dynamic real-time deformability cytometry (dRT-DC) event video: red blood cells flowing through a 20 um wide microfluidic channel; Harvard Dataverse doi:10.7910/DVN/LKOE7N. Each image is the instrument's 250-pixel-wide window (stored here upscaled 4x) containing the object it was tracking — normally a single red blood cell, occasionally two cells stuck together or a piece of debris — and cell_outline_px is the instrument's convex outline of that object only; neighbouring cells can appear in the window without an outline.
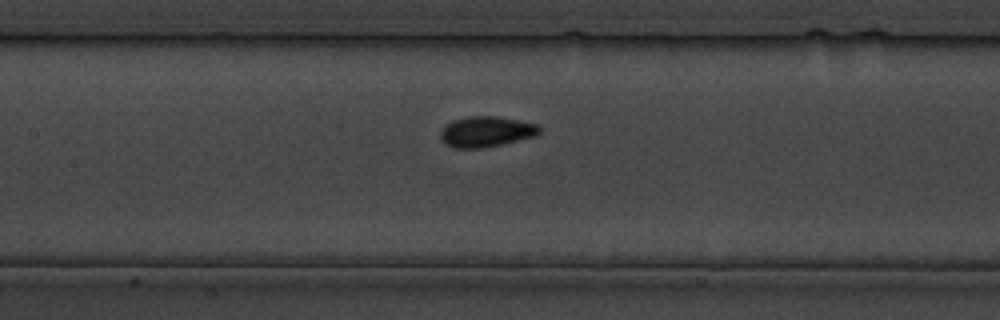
{"species": "common noctule bat (a hibernating species)", "species_latin": "Nyctalus noctula", "temperature_condition": "cold", "stored_images_in_passage": 12, "camera_frame_rate_fps": 3000, "um_per_image_px": 0.085, "animal": {"sex": "male", "body_mass_g": 19.5, "forearm_length_mm": 54.6}, "frame": {"image": 1, "passage_image": 7, "time_ms": 7.667, "image_size_px": [1000, 320], "cell_outline_px": [[540, 132], [536, 136], [500, 144], [480, 148], [456, 148], [444, 144], [440, 140], [440, 132], [452, 120], [468, 116], [496, 116], [536, 124], [540, 128]], "centroid_in_image_um": [41.29, 11.19], "position_along_channel_um": 166.1, "area_um2": 17.46}}
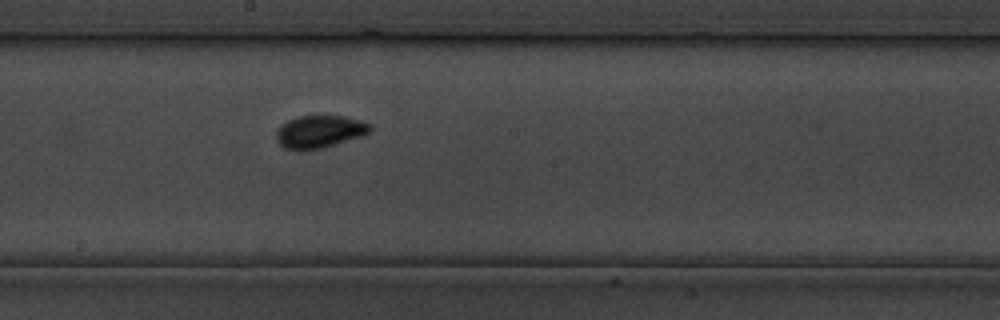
{"frame": {"image": 2, "passage_image": 10, "time_ms": 11.333, "image_size_px": [1000, 320], "cell_outline_px": [[372, 132], [324, 148], [284, 148], [276, 140], [276, 132], [288, 120], [300, 116], [344, 116], [360, 120], [372, 124]], "centroid_in_image_um": [27.22, 11.17], "position_along_channel_um": 221.0, "area_um2": 17.4}}
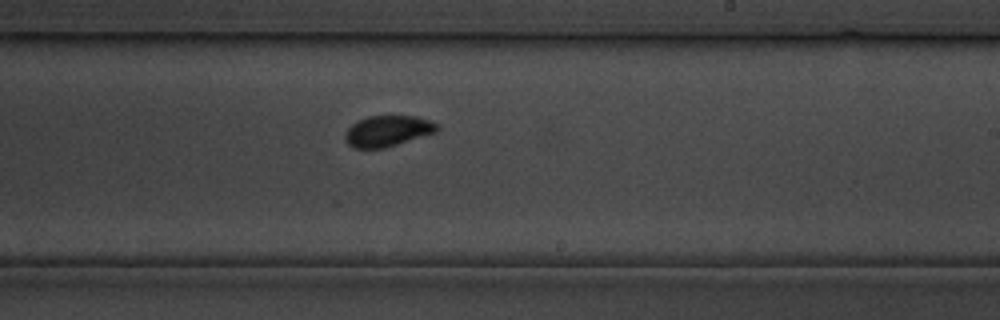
{"frame": {"image": 3, "passage_image": 12, "time_ms": 13.667, "image_size_px": [1000, 320], "cell_outline_px": [[440, 128], [436, 132], [384, 148], [352, 148], [344, 140], [344, 132], [352, 124], [368, 116], [416, 116], [440, 124]], "centroid_in_image_um": [32.94, 11.14], "position_along_channel_um": 256.1, "area_um2": 16.59}}